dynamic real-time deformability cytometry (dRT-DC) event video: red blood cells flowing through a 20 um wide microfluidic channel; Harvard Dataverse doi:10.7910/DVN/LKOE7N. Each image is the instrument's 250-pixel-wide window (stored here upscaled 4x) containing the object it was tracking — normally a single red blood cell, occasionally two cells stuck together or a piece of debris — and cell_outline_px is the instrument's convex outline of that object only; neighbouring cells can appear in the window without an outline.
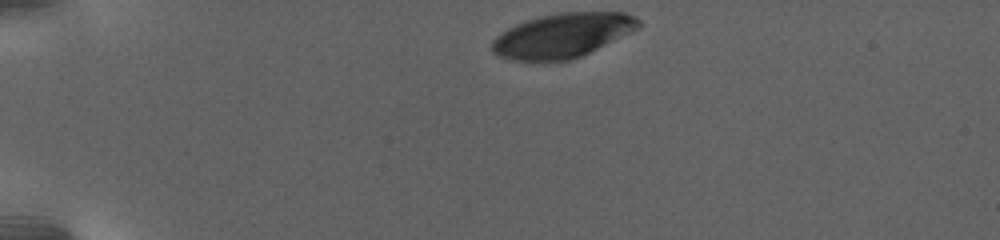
{"species": "human", "species_latin": "Homo sapiens", "temperature_condition": "warm", "stored_images_in_passage": 47, "camera_frame_rate_fps": 3000, "um_per_image_px": 0.085, "donor": {"sex": "female"}, "frame": {"image": 1, "passage_image": 1, "time_ms": 0.0, "image_size_px": [1000, 240], "cell_outline_px": [[640, 24], [636, 28], [580, 56], [568, 60], [512, 60], [496, 56], [492, 52], [492, 40], [496, 36], [508, 28], [524, 20], [540, 16], [560, 12], [624, 12], [640, 20]], "centroid_in_image_um": [47.72, 3.0], "position_along_channel_um": 37.3, "area_um2": 37.17}}
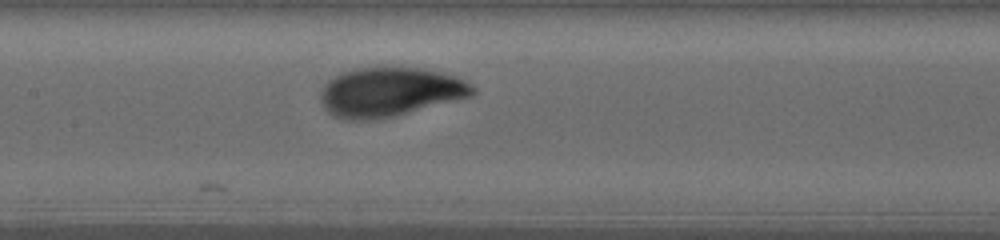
{"frame": {"image": 2, "passage_image": 24, "time_ms": 7.667, "image_size_px": [1000, 240], "cell_outline_px": [[476, 92], [472, 96], [396, 116], [372, 120], [348, 120], [332, 116], [324, 108], [320, 96], [320, 92], [324, 84], [332, 76], [340, 72], [356, 68], [416, 68], [444, 72], [456, 76], [472, 84], [476, 88]], "centroid_in_image_um": [33.13, 7.83], "position_along_channel_um": 174.3, "area_um2": 43.93}}
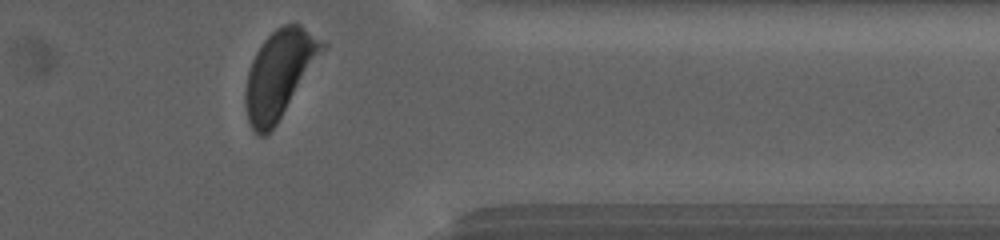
{"frame": {"image": 3, "passage_image": 47, "time_ms": 16.0, "image_size_px": [1000, 240], "cell_outline_px": [[328, 44], [276, 124], [264, 136], [260, 136], [252, 128], [248, 120], [244, 104], [244, 96], [248, 72], [252, 60], [256, 52], [264, 40], [276, 28], [284, 24], [300, 24]], "centroid_in_image_um": [23.73, 6.26], "position_along_channel_um": 387.7, "area_um2": 38.49}, "authors_computed_cell_mechanics": {"area_um2": 41.6738, "velocity_mm_per_s": 2.6468, "shape_relaxation_time_tau1_ms": 3.5396, "shape_relaxation_time_tau2_ms": 1.1083, "deformation_change_tau1": 0.1435, "deformation_change_tau2": 0.0514}}